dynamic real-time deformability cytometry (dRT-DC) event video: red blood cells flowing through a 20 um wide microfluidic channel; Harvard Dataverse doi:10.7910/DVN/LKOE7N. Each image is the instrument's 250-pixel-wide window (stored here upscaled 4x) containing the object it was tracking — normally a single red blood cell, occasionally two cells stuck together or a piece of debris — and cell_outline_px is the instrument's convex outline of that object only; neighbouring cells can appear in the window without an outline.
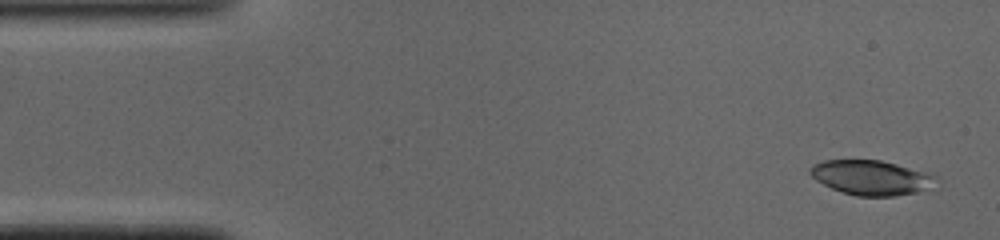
{"species": "common noctule bat (a hibernating species)", "species_latin": "Nyctalus noctula", "temperature_condition": "cold", "stored_images_in_passage": 14, "camera_frame_rate_fps": 3000, "um_per_image_px": 0.085, "animal": {"sex": "male", "body_mass_g": 19.0, "forearm_length_mm": 50.8}, "frame": {"image": 1, "passage_image": 2, "time_ms": 0.333, "image_size_px": [1000, 240], "cell_outline_px": [[940, 188], [896, 196], [856, 196], [832, 188], [816, 180], [808, 172], [812, 164], [824, 160], [880, 160], [896, 164], [940, 176]], "centroid_in_image_um": [74.19, 15.11], "position_along_channel_um": 10.8, "area_um2": 26.01}}
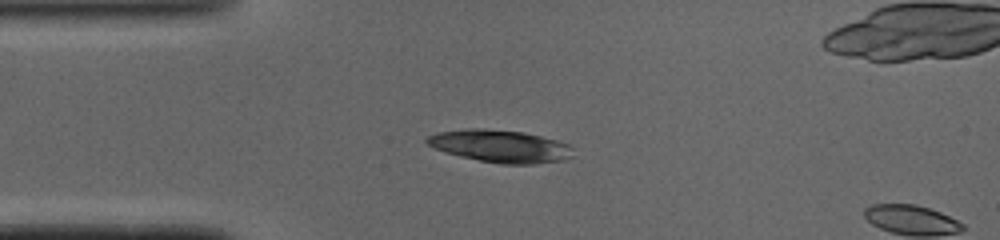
{"frame": {"image": 2, "passage_image": 11, "time_ms": 3.333, "image_size_px": [1000, 240], "cell_outline_px": [[572, 156], [564, 160], [536, 164], [500, 164], [460, 156], [444, 152], [428, 144], [424, 140], [428, 136], [440, 132], [468, 128], [484, 128], [524, 132], [556, 140], [568, 144], [572, 148]], "centroid_in_image_um": [42.53, 12.42], "position_along_channel_um": 42.5, "area_um2": 27.57}}